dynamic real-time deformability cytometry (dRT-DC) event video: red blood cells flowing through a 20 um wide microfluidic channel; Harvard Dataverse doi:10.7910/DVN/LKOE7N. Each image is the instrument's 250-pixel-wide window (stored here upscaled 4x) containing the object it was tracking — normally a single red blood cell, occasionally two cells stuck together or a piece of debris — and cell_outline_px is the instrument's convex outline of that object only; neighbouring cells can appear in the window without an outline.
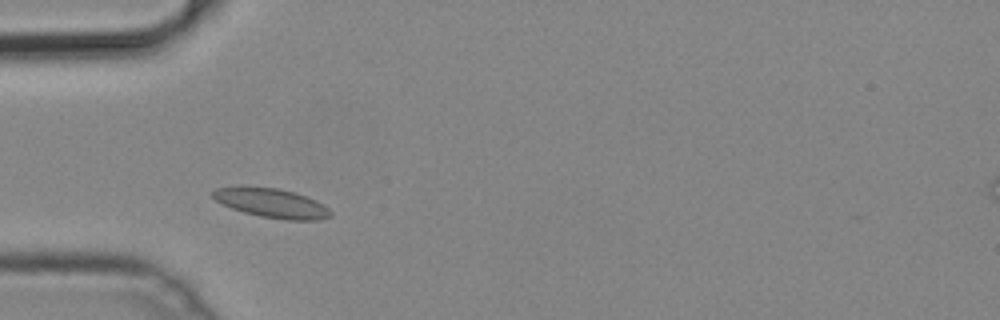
{"species": "common noctule bat (a hibernating species)", "species_latin": "Nyctalus noctula", "temperature_condition": "cold", "stored_images_in_passage": 37, "camera_frame_rate_fps": 3000, "um_per_image_px": 0.085, "animal": {"sex": "male", "body_mass_g": 19.2, "forearm_length_mm": 51.8}, "frame": {"image": 1, "passage_image": 1, "time_ms": 0.0, "image_size_px": [1000, 320], "cell_outline_px": [[332, 216], [320, 220], [284, 220], [260, 216], [244, 212], [232, 208], [216, 200], [212, 196], [212, 192], [216, 188], [244, 184], [276, 188], [296, 192], [316, 200], [324, 204], [332, 212]], "centroid_in_image_um": [23.09, 17.23], "position_along_channel_um": 61.9, "area_um2": 20.58}}
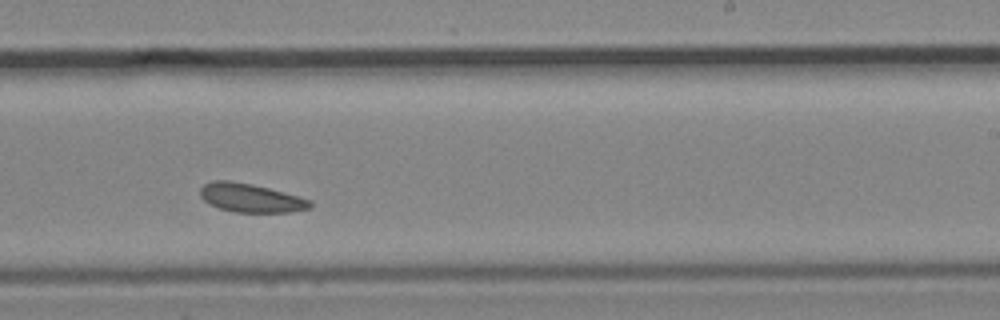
{"frame": {"image": 2, "passage_image": 17, "time_ms": 5.333, "image_size_px": [1000, 320], "cell_outline_px": [[312, 208], [292, 212], [236, 212], [220, 208], [208, 204], [200, 196], [200, 188], [204, 184], [212, 180], [228, 180], [252, 184], [268, 188], [312, 200]], "centroid_in_image_um": [21.31, 16.82], "position_along_channel_um": 267.7, "area_um2": 18.38}}
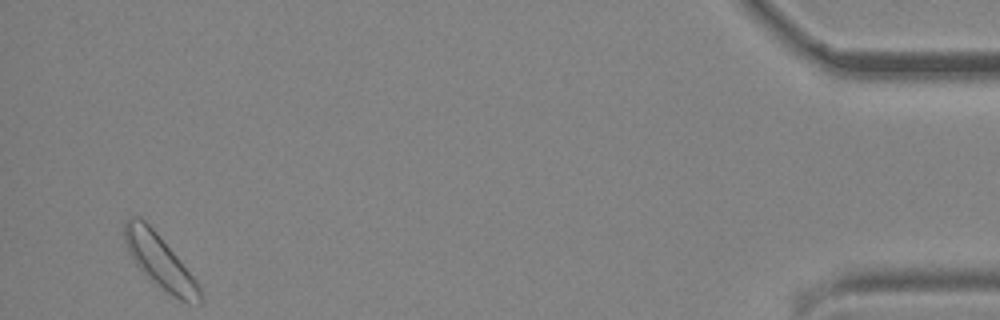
{"frame": {"image": 3, "passage_image": 35, "time_ms": 11.333, "image_size_px": [1000, 320], "cell_outline_px": [[204, 300], [200, 304], [188, 304], [180, 300], [152, 284], [136, 264], [128, 252], [124, 244], [124, 220], [128, 216], [140, 216], [156, 232], [196, 280], [200, 288]], "centroid_in_image_um": [13.56, 22.25], "position_along_channel_um": 421.6, "area_um2": 23.76}}